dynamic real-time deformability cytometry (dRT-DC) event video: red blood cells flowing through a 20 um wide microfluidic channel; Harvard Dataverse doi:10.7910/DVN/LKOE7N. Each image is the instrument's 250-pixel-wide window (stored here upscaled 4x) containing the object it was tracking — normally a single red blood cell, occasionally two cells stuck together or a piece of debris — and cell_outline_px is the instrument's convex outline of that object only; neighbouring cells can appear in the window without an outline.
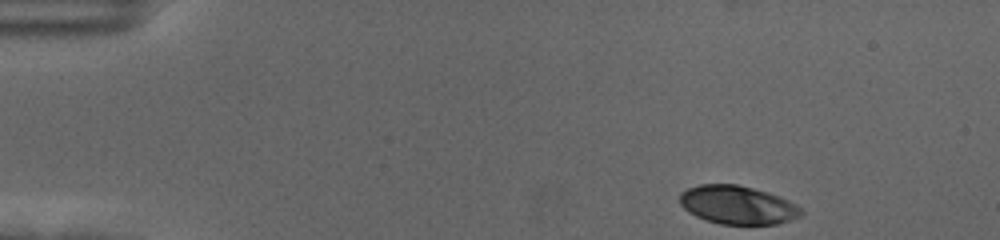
{"species": "human", "species_latin": "Homo sapiens", "temperature_condition": "cold", "stored_images_in_passage": 51, "camera_frame_rate_fps": 3000, "um_per_image_px": 0.085, "donor": {"sex": "female"}, "frame": {"image": 1, "passage_image": 1, "time_ms": 0.0, "image_size_px": [1000, 240], "cell_outline_px": [[804, 212], [800, 216], [780, 224], [720, 224], [696, 216], [688, 212], [680, 204], [680, 192], [688, 188], [700, 184], [736, 184], [768, 192], [788, 200], [796, 204]], "centroid_in_image_um": [62.69, 17.42], "position_along_channel_um": 22.3, "area_um2": 27.17}}
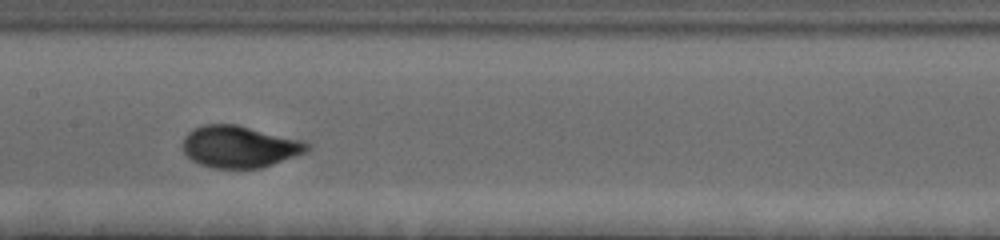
{"frame": {"image": 2, "passage_image": 23, "time_ms": 7.333, "image_size_px": [1000, 240], "cell_outline_px": [[312, 144], [308, 152], [260, 168], [212, 168], [200, 164], [192, 160], [180, 148], [180, 144], [184, 136], [192, 128], [204, 124], [236, 124], [304, 140]], "centroid_in_image_um": [20.35, 12.45], "position_along_channel_um": 187.1, "area_um2": 30.81}}
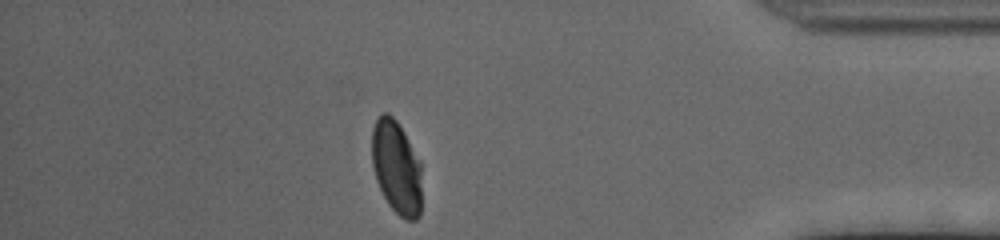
{"frame": {"image": 3, "passage_image": 44, "time_ms": 14.333, "image_size_px": [1000, 240], "cell_outline_px": [[420, 216], [416, 220], [404, 220], [388, 204], [376, 180], [372, 164], [372, 128], [376, 120], [384, 112], [388, 112], [396, 120], [404, 132], [420, 160]], "centroid_in_image_um": [33.69, 14.22], "position_along_channel_um": 401.5, "area_um2": 27.11}, "authors_computed_cell_mechanics": {"area_um2": 28.7844, "velocity_mm_per_s": 3.5371, "shape_relaxation_time_tau1_ms": 3.4542, "shape_relaxation_time_tau2_ms": null, "deformation_change_tau1": 0.1949, "deformation_change_tau2": null}}